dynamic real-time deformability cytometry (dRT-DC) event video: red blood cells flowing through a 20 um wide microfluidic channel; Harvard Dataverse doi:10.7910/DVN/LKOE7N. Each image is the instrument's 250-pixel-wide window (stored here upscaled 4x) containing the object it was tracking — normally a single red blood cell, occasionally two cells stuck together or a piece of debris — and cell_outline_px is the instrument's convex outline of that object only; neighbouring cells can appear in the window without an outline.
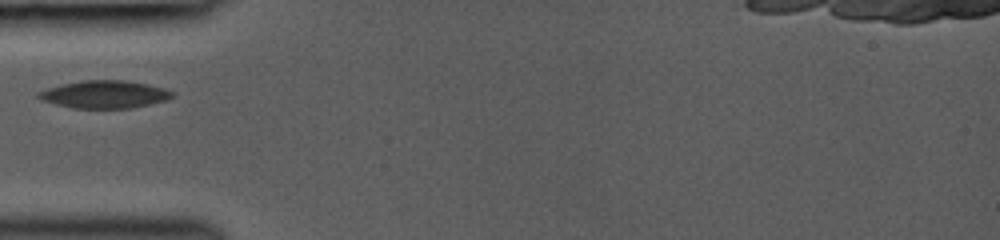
{"species": "common noctule bat (a hibernating species)", "species_latin": "Nyctalus noctula", "temperature_condition": "room temperature", "stored_images_in_passage": 24, "camera_frame_rate_fps": 3000, "um_per_image_px": 0.085, "animal": {"sex": "female", "body_mass_g": 19.0, "forearm_length_mm": 53.3}, "frame": {"image": 1, "passage_image": 1, "time_ms": 0.0, "image_size_px": [1000, 240], "cell_outline_px": [[176, 96], [164, 100], [132, 108], [72, 108], [40, 100], [36, 96], [36, 92], [48, 88], [80, 80], [128, 80], [148, 84], [164, 88], [176, 92]], "centroid_in_image_um": [8.89, 8.01], "position_along_channel_um": 76.1, "area_um2": 21.68}}
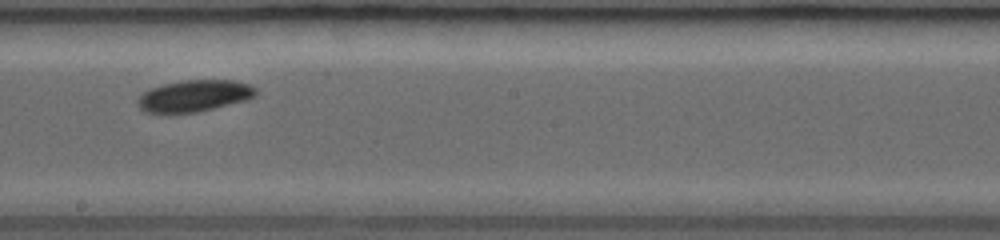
{"frame": {"image": 2, "passage_image": 9, "time_ms": 3.667, "image_size_px": [1000, 240], "cell_outline_px": [[256, 96], [248, 100], [196, 112], [168, 116], [144, 112], [136, 104], [136, 100], [144, 92], [152, 88], [164, 84], [184, 80], [236, 80], [248, 84], [256, 88]], "centroid_in_image_um": [16.47, 8.19], "position_along_channel_um": 231.7, "area_um2": 22.37}}
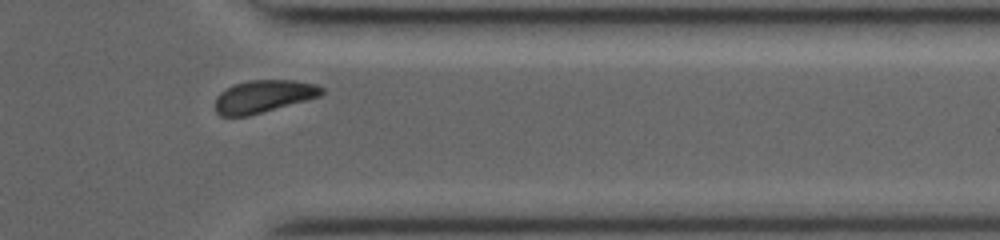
{"frame": {"image": 3, "passage_image": 20, "time_ms": 7.333, "image_size_px": [1000, 240], "cell_outline_px": [[324, 92], [320, 96], [248, 116], [220, 116], [216, 112], [216, 96], [220, 92], [236, 84], [248, 80], [296, 80], [316, 84], [324, 88]], "centroid_in_image_um": [22.41, 8.18], "position_along_channel_um": 389.0, "area_um2": 20.06}}